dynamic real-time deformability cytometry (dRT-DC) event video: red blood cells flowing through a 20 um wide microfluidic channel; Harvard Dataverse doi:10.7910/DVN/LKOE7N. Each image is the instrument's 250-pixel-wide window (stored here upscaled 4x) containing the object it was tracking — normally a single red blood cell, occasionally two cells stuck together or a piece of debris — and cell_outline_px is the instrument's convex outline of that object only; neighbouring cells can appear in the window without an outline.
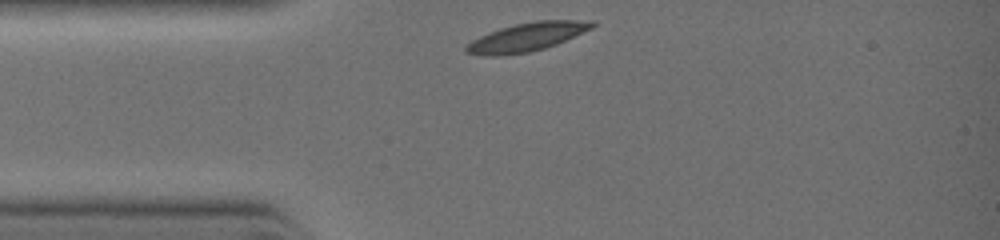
{"species": "common noctule bat (a hibernating species)", "species_latin": "Nyctalus noctula", "temperature_condition": "warm", "stored_images_in_passage": 1, "camera_frame_rate_fps": 3000, "um_per_image_px": 0.085, "animal": {"sex": "female", "body_mass_g": 19.0, "forearm_length_mm": 51.5}, "frame": {"image": 1, "passage_image": 1, "time_ms": 0.0, "image_size_px": [1000, 240], "cell_outline_px": [[596, 24], [592, 28], [556, 44], [544, 48], [528, 52], [500, 56], [484, 56], [464, 52], [464, 48], [472, 40], [480, 36], [500, 28], [516, 24], [536, 20], [596, 20]], "centroid_in_image_um": [44.78, 3.14], "position_along_channel_um": 40.2, "area_um2": 20.87}}